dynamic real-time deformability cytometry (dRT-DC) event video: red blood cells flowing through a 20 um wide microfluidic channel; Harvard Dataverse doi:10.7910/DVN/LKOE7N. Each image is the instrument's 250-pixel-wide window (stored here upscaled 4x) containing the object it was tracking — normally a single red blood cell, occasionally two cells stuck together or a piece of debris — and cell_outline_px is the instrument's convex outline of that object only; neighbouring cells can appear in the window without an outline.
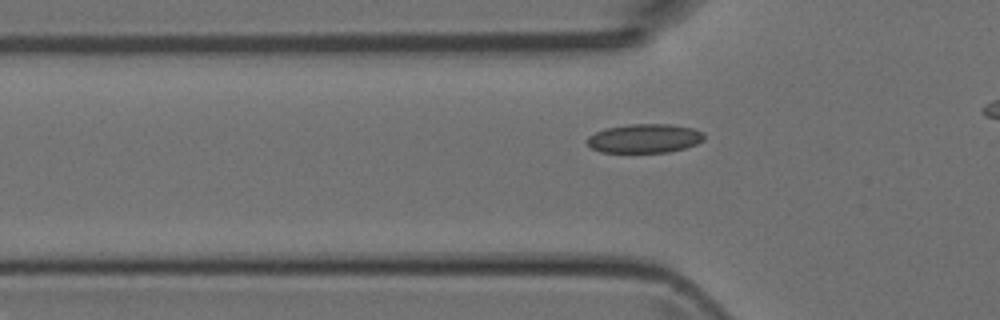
{"species": "Egyptian fruit bat (a non-hibernating species)", "species_latin": "Rousettus aegyptiacus", "temperature_condition": "room temperature", "stored_images_in_passage": 25, "camera_frame_rate_fps": 3000, "um_per_image_px": 0.085, "animal": {"sex": "female"}, "frame": {"image": 1, "passage_image": 5, "time_ms": 1.333, "image_size_px": [1000, 320], "cell_outline_px": [[704, 140], [696, 144], [684, 148], [668, 152], [600, 152], [592, 148], [584, 140], [588, 136], [604, 128], [628, 124], [672, 124], [692, 128], [704, 132]], "centroid_in_image_um": [54.77, 11.75], "position_along_channel_um": 71.0, "area_um2": 19.88}}
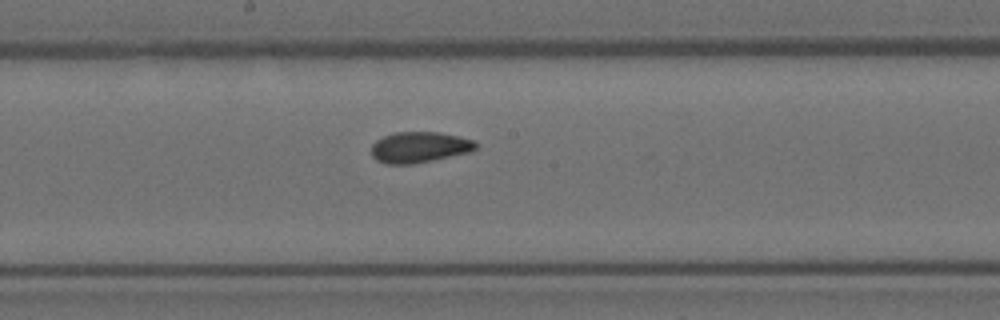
{"frame": {"image": 2, "passage_image": 15, "time_ms": 4.667, "image_size_px": [1000, 320], "cell_outline_px": [[480, 144], [472, 152], [412, 164], [388, 164], [376, 160], [372, 156], [372, 144], [376, 140], [384, 136], [396, 132], [440, 132], [460, 136], [472, 140]], "centroid_in_image_um": [35.68, 12.51], "position_along_channel_um": 212.5, "area_um2": 18.9}}
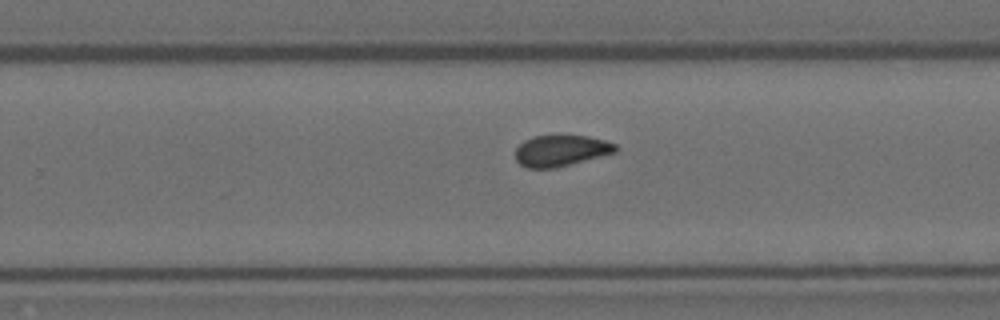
{"frame": {"image": 3, "passage_image": 20, "time_ms": 6.333, "image_size_px": [1000, 320], "cell_outline_px": [[620, 148], [616, 152], [556, 168], [528, 168], [520, 164], [516, 160], [516, 148], [524, 140], [532, 136], [588, 136], [604, 140], [616, 144]], "centroid_in_image_um": [47.69, 12.81], "position_along_channel_um": 282.1, "area_um2": 18.15}}